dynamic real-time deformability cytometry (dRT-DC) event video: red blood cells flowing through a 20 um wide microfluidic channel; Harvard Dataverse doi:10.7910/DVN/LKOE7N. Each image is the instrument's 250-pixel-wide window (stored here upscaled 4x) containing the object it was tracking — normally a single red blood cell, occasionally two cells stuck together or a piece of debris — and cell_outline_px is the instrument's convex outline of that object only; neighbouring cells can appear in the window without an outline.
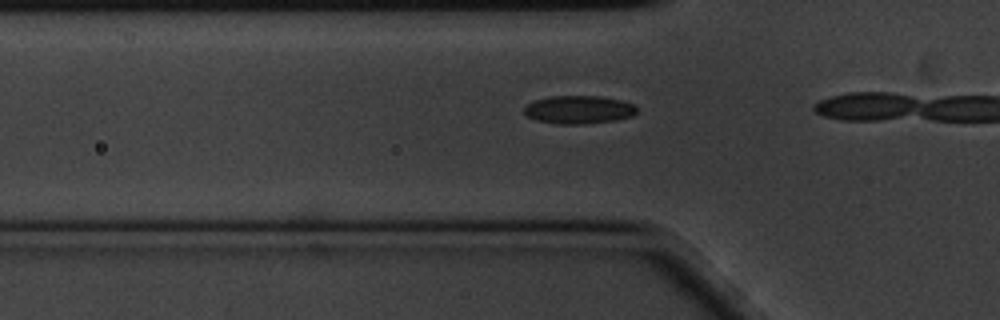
{"species": "common noctule bat (a hibernating species)", "species_latin": "Nyctalus noctula", "temperature_condition": "cold", "stored_images_in_passage": 15, "camera_frame_rate_fps": 3000, "um_per_image_px": 0.085, "animal": {"sex": "male", "body_mass_g": 20.1, "forearm_length_mm": 53.5}, "frame": {"image": 1, "passage_image": 13, "time_ms": 4.0, "image_size_px": [1000, 320], "cell_outline_px": [[636, 112], [632, 116], [616, 120], [584, 124], [560, 124], [536, 120], [528, 116], [524, 112], [524, 108], [528, 104], [536, 100], [548, 96], [600, 96], [620, 100], [636, 104]], "centroid_in_image_um": [49.22, 9.32], "position_along_channel_um": 76.6, "area_um2": 18.44}}